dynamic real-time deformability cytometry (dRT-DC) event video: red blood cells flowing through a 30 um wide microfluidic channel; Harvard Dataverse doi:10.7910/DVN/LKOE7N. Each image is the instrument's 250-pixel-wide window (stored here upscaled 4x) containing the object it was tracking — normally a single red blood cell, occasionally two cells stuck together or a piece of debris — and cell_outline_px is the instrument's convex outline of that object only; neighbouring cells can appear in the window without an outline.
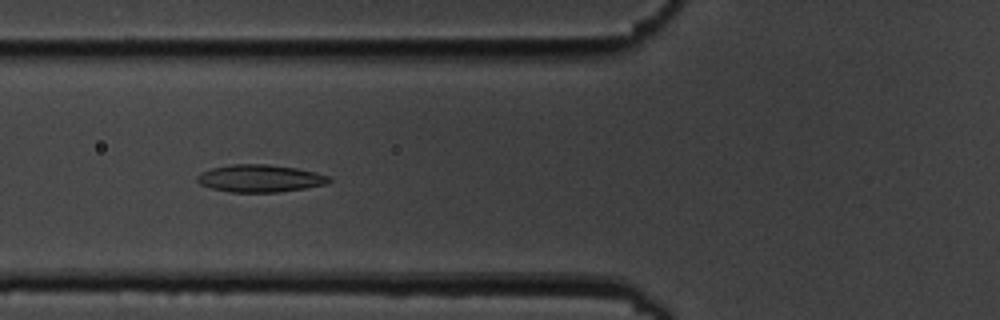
{"species": "common noctule bat (a hibernating species)", "species_latin": "Nyctalus noctula", "temperature_condition": "cold", "stored_images_in_passage": 4, "camera_frame_rate_fps": 3000, "um_per_image_px": 0.085, "animal": {"sex": "male", "body_mass_g": 19.5, "forearm_length_mm": 54.6}, "frame": {"image": 1, "passage_image": 3, "time_ms": 2.333, "image_size_px": [1000, 320], "cell_outline_px": [[332, 180], [328, 184], [280, 192], [228, 192], [212, 188], [200, 184], [196, 180], [196, 176], [212, 168], [232, 164], [268, 164], [296, 168], [316, 172], [332, 176]], "centroid_in_image_um": [22.15, 15.16], "position_along_channel_um": 103.6, "area_um2": 21.15}}
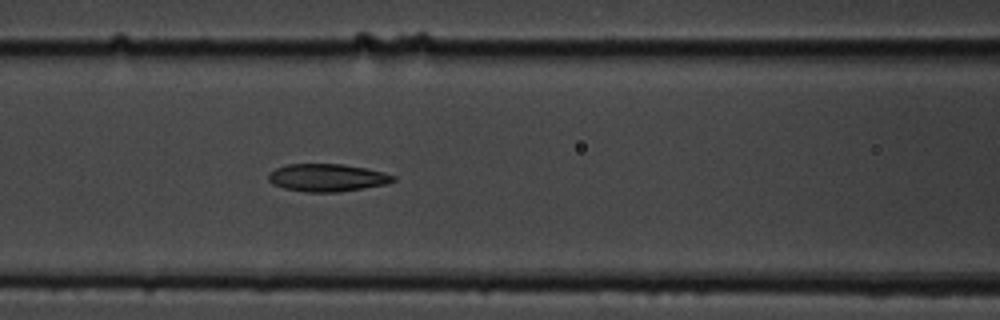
{"frame": {"image": 2, "passage_image": 4, "time_ms": 3.333, "image_size_px": [1000, 320], "cell_outline_px": [[396, 180], [384, 184], [364, 188], [336, 192], [304, 192], [284, 188], [272, 184], [268, 180], [268, 172], [276, 168], [288, 164], [344, 164], [384, 172], [396, 176]], "centroid_in_image_um": [27.78, 15.1], "position_along_channel_um": 138.8, "area_um2": 20.11}}